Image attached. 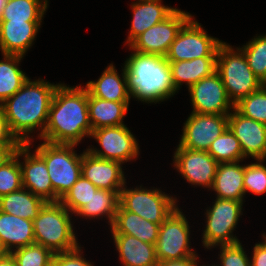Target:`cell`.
<instances>
[{"mask_svg": "<svg viewBox=\"0 0 266 266\" xmlns=\"http://www.w3.org/2000/svg\"><path fill=\"white\" fill-rule=\"evenodd\" d=\"M52 84L43 79L29 78L23 86L3 104L0 109L4 114L11 135L20 143H32L36 128L40 131L37 138L44 135L49 109L56 88L60 85Z\"/></svg>", "mask_w": 266, "mask_h": 266, "instance_id": "obj_1", "label": "cell"}, {"mask_svg": "<svg viewBox=\"0 0 266 266\" xmlns=\"http://www.w3.org/2000/svg\"><path fill=\"white\" fill-rule=\"evenodd\" d=\"M88 91L84 86L61 83L54 93L42 140L54 144L78 145L90 137Z\"/></svg>", "mask_w": 266, "mask_h": 266, "instance_id": "obj_2", "label": "cell"}, {"mask_svg": "<svg viewBox=\"0 0 266 266\" xmlns=\"http://www.w3.org/2000/svg\"><path fill=\"white\" fill-rule=\"evenodd\" d=\"M124 66L132 98L145 103H161L178 93L169 62L164 56L132 50Z\"/></svg>", "mask_w": 266, "mask_h": 266, "instance_id": "obj_3", "label": "cell"}, {"mask_svg": "<svg viewBox=\"0 0 266 266\" xmlns=\"http://www.w3.org/2000/svg\"><path fill=\"white\" fill-rule=\"evenodd\" d=\"M60 202H46L33 220L35 243L53 253L74 250L80 244L72 224V213Z\"/></svg>", "mask_w": 266, "mask_h": 266, "instance_id": "obj_4", "label": "cell"}, {"mask_svg": "<svg viewBox=\"0 0 266 266\" xmlns=\"http://www.w3.org/2000/svg\"><path fill=\"white\" fill-rule=\"evenodd\" d=\"M216 71L234 105L262 87L261 80L249 67L243 52L226 42L218 48Z\"/></svg>", "mask_w": 266, "mask_h": 266, "instance_id": "obj_5", "label": "cell"}, {"mask_svg": "<svg viewBox=\"0 0 266 266\" xmlns=\"http://www.w3.org/2000/svg\"><path fill=\"white\" fill-rule=\"evenodd\" d=\"M75 144H54L43 141L34 151L45 161L59 202L81 176L82 154L76 153Z\"/></svg>", "mask_w": 266, "mask_h": 266, "instance_id": "obj_6", "label": "cell"}, {"mask_svg": "<svg viewBox=\"0 0 266 266\" xmlns=\"http://www.w3.org/2000/svg\"><path fill=\"white\" fill-rule=\"evenodd\" d=\"M243 202L215 198L213 205L206 209V225L202 233V245L211 249L219 245H233L241 242L233 234L243 214Z\"/></svg>", "mask_w": 266, "mask_h": 266, "instance_id": "obj_7", "label": "cell"}, {"mask_svg": "<svg viewBox=\"0 0 266 266\" xmlns=\"http://www.w3.org/2000/svg\"><path fill=\"white\" fill-rule=\"evenodd\" d=\"M177 198L159 188L147 189L142 185L134 189L126 184L120 192L119 203L127 210L136 213L152 223L161 224L178 207Z\"/></svg>", "mask_w": 266, "mask_h": 266, "instance_id": "obj_8", "label": "cell"}, {"mask_svg": "<svg viewBox=\"0 0 266 266\" xmlns=\"http://www.w3.org/2000/svg\"><path fill=\"white\" fill-rule=\"evenodd\" d=\"M222 43L219 38L209 36L192 16L178 32L165 58L168 62H178L200 57H217Z\"/></svg>", "mask_w": 266, "mask_h": 266, "instance_id": "obj_9", "label": "cell"}, {"mask_svg": "<svg viewBox=\"0 0 266 266\" xmlns=\"http://www.w3.org/2000/svg\"><path fill=\"white\" fill-rule=\"evenodd\" d=\"M190 223L181 208L177 207L159 228L156 248L158 261L180 260L190 256H198L190 248Z\"/></svg>", "mask_w": 266, "mask_h": 266, "instance_id": "obj_10", "label": "cell"}, {"mask_svg": "<svg viewBox=\"0 0 266 266\" xmlns=\"http://www.w3.org/2000/svg\"><path fill=\"white\" fill-rule=\"evenodd\" d=\"M90 138L95 139L101 147L99 150L94 146L86 149L96 157L124 164L139 156L138 141L125 124L92 130Z\"/></svg>", "mask_w": 266, "mask_h": 266, "instance_id": "obj_11", "label": "cell"}, {"mask_svg": "<svg viewBox=\"0 0 266 266\" xmlns=\"http://www.w3.org/2000/svg\"><path fill=\"white\" fill-rule=\"evenodd\" d=\"M192 16L191 13L177 8L164 21L153 25L139 35L129 45V50L165 57L178 32Z\"/></svg>", "mask_w": 266, "mask_h": 266, "instance_id": "obj_12", "label": "cell"}, {"mask_svg": "<svg viewBox=\"0 0 266 266\" xmlns=\"http://www.w3.org/2000/svg\"><path fill=\"white\" fill-rule=\"evenodd\" d=\"M188 91L194 113L229 115L235 108L217 71L191 85Z\"/></svg>", "mask_w": 266, "mask_h": 266, "instance_id": "obj_13", "label": "cell"}, {"mask_svg": "<svg viewBox=\"0 0 266 266\" xmlns=\"http://www.w3.org/2000/svg\"><path fill=\"white\" fill-rule=\"evenodd\" d=\"M228 128V115L191 112L183 125L179 146L191 150L208 151L211 143Z\"/></svg>", "mask_w": 266, "mask_h": 266, "instance_id": "obj_14", "label": "cell"}, {"mask_svg": "<svg viewBox=\"0 0 266 266\" xmlns=\"http://www.w3.org/2000/svg\"><path fill=\"white\" fill-rule=\"evenodd\" d=\"M173 166L191 185L211 189L218 162L207 152L180 147L173 154Z\"/></svg>", "mask_w": 266, "mask_h": 266, "instance_id": "obj_15", "label": "cell"}, {"mask_svg": "<svg viewBox=\"0 0 266 266\" xmlns=\"http://www.w3.org/2000/svg\"><path fill=\"white\" fill-rule=\"evenodd\" d=\"M31 145L21 144L15 152L22 171L23 187L45 202H55V191L45 161L35 151L30 152ZM20 157H24L23 162H20Z\"/></svg>", "mask_w": 266, "mask_h": 266, "instance_id": "obj_16", "label": "cell"}, {"mask_svg": "<svg viewBox=\"0 0 266 266\" xmlns=\"http://www.w3.org/2000/svg\"><path fill=\"white\" fill-rule=\"evenodd\" d=\"M228 128L239 140L244 159L261 160L266 150L265 124L244 117L234 108L228 115Z\"/></svg>", "mask_w": 266, "mask_h": 266, "instance_id": "obj_17", "label": "cell"}, {"mask_svg": "<svg viewBox=\"0 0 266 266\" xmlns=\"http://www.w3.org/2000/svg\"><path fill=\"white\" fill-rule=\"evenodd\" d=\"M123 164L92 155L83 151L81 175L99 189L121 191L126 184Z\"/></svg>", "mask_w": 266, "mask_h": 266, "instance_id": "obj_18", "label": "cell"}, {"mask_svg": "<svg viewBox=\"0 0 266 266\" xmlns=\"http://www.w3.org/2000/svg\"><path fill=\"white\" fill-rule=\"evenodd\" d=\"M42 21H0L1 54L26 55L33 46Z\"/></svg>", "mask_w": 266, "mask_h": 266, "instance_id": "obj_19", "label": "cell"}, {"mask_svg": "<svg viewBox=\"0 0 266 266\" xmlns=\"http://www.w3.org/2000/svg\"><path fill=\"white\" fill-rule=\"evenodd\" d=\"M132 21L125 44L128 46L144 31L164 21L177 8L162 4V0H141L131 4Z\"/></svg>", "mask_w": 266, "mask_h": 266, "instance_id": "obj_20", "label": "cell"}, {"mask_svg": "<svg viewBox=\"0 0 266 266\" xmlns=\"http://www.w3.org/2000/svg\"><path fill=\"white\" fill-rule=\"evenodd\" d=\"M121 76L113 63L103 71L97 81H89L85 88L91 96L114 102H130L131 95L128 90L125 66ZM122 77V78H121Z\"/></svg>", "mask_w": 266, "mask_h": 266, "instance_id": "obj_21", "label": "cell"}, {"mask_svg": "<svg viewBox=\"0 0 266 266\" xmlns=\"http://www.w3.org/2000/svg\"><path fill=\"white\" fill-rule=\"evenodd\" d=\"M123 266H157L155 245L128 234H112Z\"/></svg>", "mask_w": 266, "mask_h": 266, "instance_id": "obj_22", "label": "cell"}, {"mask_svg": "<svg viewBox=\"0 0 266 266\" xmlns=\"http://www.w3.org/2000/svg\"><path fill=\"white\" fill-rule=\"evenodd\" d=\"M161 224L152 223L136 213L127 211L120 203L110 227L111 234H128L141 241L156 245Z\"/></svg>", "mask_w": 266, "mask_h": 266, "instance_id": "obj_23", "label": "cell"}, {"mask_svg": "<svg viewBox=\"0 0 266 266\" xmlns=\"http://www.w3.org/2000/svg\"><path fill=\"white\" fill-rule=\"evenodd\" d=\"M238 162L219 163L211 189L215 198L244 202V165Z\"/></svg>", "mask_w": 266, "mask_h": 266, "instance_id": "obj_24", "label": "cell"}, {"mask_svg": "<svg viewBox=\"0 0 266 266\" xmlns=\"http://www.w3.org/2000/svg\"><path fill=\"white\" fill-rule=\"evenodd\" d=\"M0 241L8 253L34 244L33 221L0 211Z\"/></svg>", "mask_w": 266, "mask_h": 266, "instance_id": "obj_25", "label": "cell"}, {"mask_svg": "<svg viewBox=\"0 0 266 266\" xmlns=\"http://www.w3.org/2000/svg\"><path fill=\"white\" fill-rule=\"evenodd\" d=\"M217 57H200L193 60L169 62L172 80L177 90L183 83L187 88L216 71Z\"/></svg>", "mask_w": 266, "mask_h": 266, "instance_id": "obj_26", "label": "cell"}, {"mask_svg": "<svg viewBox=\"0 0 266 266\" xmlns=\"http://www.w3.org/2000/svg\"><path fill=\"white\" fill-rule=\"evenodd\" d=\"M129 102H114L99 99L88 93V114L92 130L101 127L124 125Z\"/></svg>", "mask_w": 266, "mask_h": 266, "instance_id": "obj_27", "label": "cell"}, {"mask_svg": "<svg viewBox=\"0 0 266 266\" xmlns=\"http://www.w3.org/2000/svg\"><path fill=\"white\" fill-rule=\"evenodd\" d=\"M45 203L42 198L22 187L0 197V211L33 221Z\"/></svg>", "mask_w": 266, "mask_h": 266, "instance_id": "obj_28", "label": "cell"}, {"mask_svg": "<svg viewBox=\"0 0 266 266\" xmlns=\"http://www.w3.org/2000/svg\"><path fill=\"white\" fill-rule=\"evenodd\" d=\"M120 192L98 188L88 203L75 213V216L91 220L92 218L99 219L100 216L106 217L111 227L119 206Z\"/></svg>", "mask_w": 266, "mask_h": 266, "instance_id": "obj_29", "label": "cell"}, {"mask_svg": "<svg viewBox=\"0 0 266 266\" xmlns=\"http://www.w3.org/2000/svg\"><path fill=\"white\" fill-rule=\"evenodd\" d=\"M0 60V105L13 96L29 79L19 68L23 56L2 54Z\"/></svg>", "mask_w": 266, "mask_h": 266, "instance_id": "obj_30", "label": "cell"}, {"mask_svg": "<svg viewBox=\"0 0 266 266\" xmlns=\"http://www.w3.org/2000/svg\"><path fill=\"white\" fill-rule=\"evenodd\" d=\"M49 0H8L0 21H42Z\"/></svg>", "mask_w": 266, "mask_h": 266, "instance_id": "obj_31", "label": "cell"}, {"mask_svg": "<svg viewBox=\"0 0 266 266\" xmlns=\"http://www.w3.org/2000/svg\"><path fill=\"white\" fill-rule=\"evenodd\" d=\"M207 152L218 163L243 162L244 160L239 140L229 128L211 143Z\"/></svg>", "mask_w": 266, "mask_h": 266, "instance_id": "obj_32", "label": "cell"}, {"mask_svg": "<svg viewBox=\"0 0 266 266\" xmlns=\"http://www.w3.org/2000/svg\"><path fill=\"white\" fill-rule=\"evenodd\" d=\"M239 49L243 52L253 73L262 80L266 74V34L254 36Z\"/></svg>", "mask_w": 266, "mask_h": 266, "instance_id": "obj_33", "label": "cell"}, {"mask_svg": "<svg viewBox=\"0 0 266 266\" xmlns=\"http://www.w3.org/2000/svg\"><path fill=\"white\" fill-rule=\"evenodd\" d=\"M97 189L92 182L81 175L59 202L75 215L82 206L88 203Z\"/></svg>", "mask_w": 266, "mask_h": 266, "instance_id": "obj_34", "label": "cell"}, {"mask_svg": "<svg viewBox=\"0 0 266 266\" xmlns=\"http://www.w3.org/2000/svg\"><path fill=\"white\" fill-rule=\"evenodd\" d=\"M235 109L244 117L266 125V87H261L242 98L235 104Z\"/></svg>", "mask_w": 266, "mask_h": 266, "instance_id": "obj_35", "label": "cell"}, {"mask_svg": "<svg viewBox=\"0 0 266 266\" xmlns=\"http://www.w3.org/2000/svg\"><path fill=\"white\" fill-rule=\"evenodd\" d=\"M17 266H51L54 253L40 244L34 243L11 252Z\"/></svg>", "mask_w": 266, "mask_h": 266, "instance_id": "obj_36", "label": "cell"}, {"mask_svg": "<svg viewBox=\"0 0 266 266\" xmlns=\"http://www.w3.org/2000/svg\"><path fill=\"white\" fill-rule=\"evenodd\" d=\"M22 187V171L19 158L14 155L0 167V197L17 191Z\"/></svg>", "mask_w": 266, "mask_h": 266, "instance_id": "obj_37", "label": "cell"}, {"mask_svg": "<svg viewBox=\"0 0 266 266\" xmlns=\"http://www.w3.org/2000/svg\"><path fill=\"white\" fill-rule=\"evenodd\" d=\"M243 184L245 194L248 192L255 195L266 193V165L261 160L244 164Z\"/></svg>", "mask_w": 266, "mask_h": 266, "instance_id": "obj_38", "label": "cell"}, {"mask_svg": "<svg viewBox=\"0 0 266 266\" xmlns=\"http://www.w3.org/2000/svg\"><path fill=\"white\" fill-rule=\"evenodd\" d=\"M241 244L239 242L233 245H219L220 254H218V258L220 264L216 266H251L250 257L247 256Z\"/></svg>", "mask_w": 266, "mask_h": 266, "instance_id": "obj_39", "label": "cell"}, {"mask_svg": "<svg viewBox=\"0 0 266 266\" xmlns=\"http://www.w3.org/2000/svg\"><path fill=\"white\" fill-rule=\"evenodd\" d=\"M81 245L74 250L54 253L51 266H94L83 256Z\"/></svg>", "mask_w": 266, "mask_h": 266, "instance_id": "obj_40", "label": "cell"}, {"mask_svg": "<svg viewBox=\"0 0 266 266\" xmlns=\"http://www.w3.org/2000/svg\"><path fill=\"white\" fill-rule=\"evenodd\" d=\"M252 252L251 266H266V243H256Z\"/></svg>", "mask_w": 266, "mask_h": 266, "instance_id": "obj_41", "label": "cell"}, {"mask_svg": "<svg viewBox=\"0 0 266 266\" xmlns=\"http://www.w3.org/2000/svg\"><path fill=\"white\" fill-rule=\"evenodd\" d=\"M20 145V143H0V167L15 155Z\"/></svg>", "mask_w": 266, "mask_h": 266, "instance_id": "obj_42", "label": "cell"}, {"mask_svg": "<svg viewBox=\"0 0 266 266\" xmlns=\"http://www.w3.org/2000/svg\"><path fill=\"white\" fill-rule=\"evenodd\" d=\"M199 256H190L180 260L159 261L157 266H199Z\"/></svg>", "mask_w": 266, "mask_h": 266, "instance_id": "obj_43", "label": "cell"}, {"mask_svg": "<svg viewBox=\"0 0 266 266\" xmlns=\"http://www.w3.org/2000/svg\"><path fill=\"white\" fill-rule=\"evenodd\" d=\"M0 143H19L10 133L4 114L0 109Z\"/></svg>", "mask_w": 266, "mask_h": 266, "instance_id": "obj_44", "label": "cell"}, {"mask_svg": "<svg viewBox=\"0 0 266 266\" xmlns=\"http://www.w3.org/2000/svg\"><path fill=\"white\" fill-rule=\"evenodd\" d=\"M0 266H17L16 261L11 253L0 257Z\"/></svg>", "mask_w": 266, "mask_h": 266, "instance_id": "obj_45", "label": "cell"}, {"mask_svg": "<svg viewBox=\"0 0 266 266\" xmlns=\"http://www.w3.org/2000/svg\"><path fill=\"white\" fill-rule=\"evenodd\" d=\"M8 0H0V18L3 13V8L5 7Z\"/></svg>", "mask_w": 266, "mask_h": 266, "instance_id": "obj_46", "label": "cell"}, {"mask_svg": "<svg viewBox=\"0 0 266 266\" xmlns=\"http://www.w3.org/2000/svg\"><path fill=\"white\" fill-rule=\"evenodd\" d=\"M8 252L3 247L1 241H0V257L5 256Z\"/></svg>", "mask_w": 266, "mask_h": 266, "instance_id": "obj_47", "label": "cell"}, {"mask_svg": "<svg viewBox=\"0 0 266 266\" xmlns=\"http://www.w3.org/2000/svg\"><path fill=\"white\" fill-rule=\"evenodd\" d=\"M262 87H266V74L265 77L261 80Z\"/></svg>", "mask_w": 266, "mask_h": 266, "instance_id": "obj_48", "label": "cell"}, {"mask_svg": "<svg viewBox=\"0 0 266 266\" xmlns=\"http://www.w3.org/2000/svg\"><path fill=\"white\" fill-rule=\"evenodd\" d=\"M265 160H266V150H265V153H264L263 157L261 158V161H262L263 163L265 162Z\"/></svg>", "mask_w": 266, "mask_h": 266, "instance_id": "obj_49", "label": "cell"}, {"mask_svg": "<svg viewBox=\"0 0 266 266\" xmlns=\"http://www.w3.org/2000/svg\"><path fill=\"white\" fill-rule=\"evenodd\" d=\"M262 240L266 243V233L265 232L262 234Z\"/></svg>", "mask_w": 266, "mask_h": 266, "instance_id": "obj_50", "label": "cell"}, {"mask_svg": "<svg viewBox=\"0 0 266 266\" xmlns=\"http://www.w3.org/2000/svg\"><path fill=\"white\" fill-rule=\"evenodd\" d=\"M200 266H206V264H204V265H200ZM207 266H210V265H207ZM211 266H216V264H214V265H211Z\"/></svg>", "mask_w": 266, "mask_h": 266, "instance_id": "obj_51", "label": "cell"}]
</instances>
